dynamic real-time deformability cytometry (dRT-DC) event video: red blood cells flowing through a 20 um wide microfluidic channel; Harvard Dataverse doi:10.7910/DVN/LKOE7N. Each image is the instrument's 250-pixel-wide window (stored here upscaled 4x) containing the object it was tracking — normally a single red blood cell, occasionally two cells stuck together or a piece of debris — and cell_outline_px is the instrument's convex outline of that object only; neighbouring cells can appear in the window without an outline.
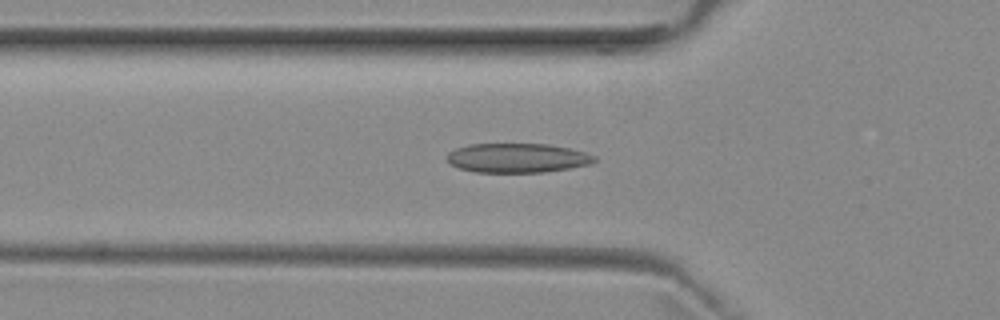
{"species": "common noctule bat (a hibernating species)", "species_latin": "Nyctalus noctula", "temperature_condition": "room temperature", "stored_images_in_passage": 32, "camera_frame_rate_fps": 3000, "um_per_image_px": 0.085, "animal": {"sex": "female", "body_mass_g": 29.2, "forearm_length_mm": 56.3}, "frame": {"image": 1, "passage_image": 16, "time_ms": 5.0, "image_size_px": [1000, 320], "cell_outline_px": [[596, 160], [592, 164], [544, 172], [476, 172], [460, 168], [448, 164], [448, 152], [456, 148], [468, 144], [548, 144], [568, 148], [584, 152], [596, 156]], "centroid_in_image_um": [43.96, 13.42], "position_along_channel_um": 81.8, "area_um2": 25.14}}
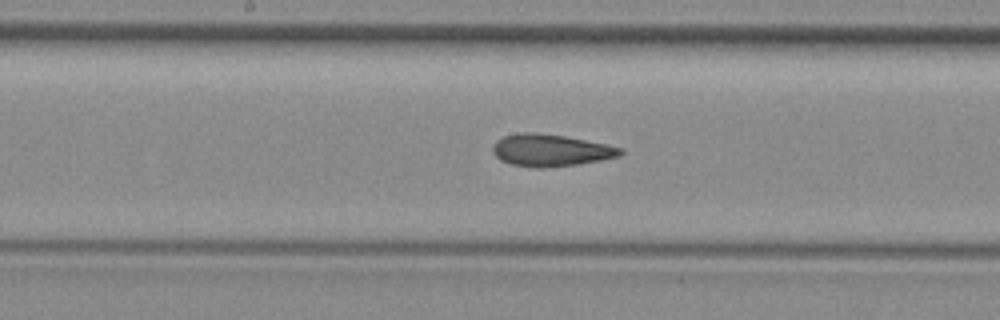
{"frame": {"image": 2, "passage_image": 25, "time_ms": 8.0, "image_size_px": [1000, 320], "cell_outline_px": [[624, 152], [620, 156], [600, 160], [576, 164], [544, 168], [532, 168], [512, 164], [500, 160], [492, 152], [492, 148], [496, 140], [504, 136], [520, 132], [536, 132], [564, 136], [624, 148]], "centroid_in_image_um": [46.78, 12.77], "position_along_channel_um": 201.4, "area_um2": 23.81}}
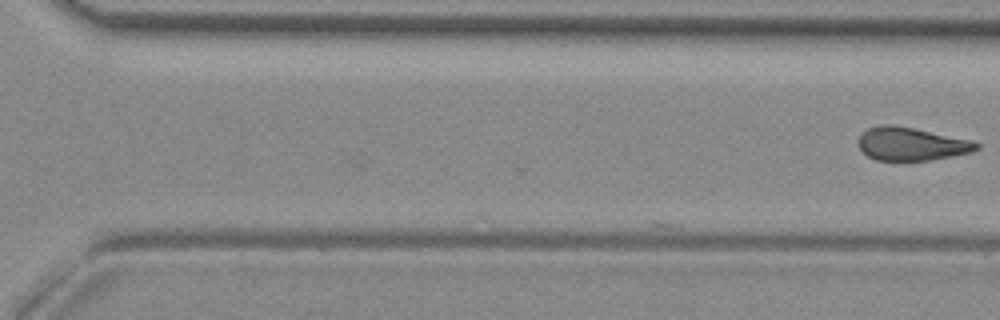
{"frame": {"image": 3, "passage_image": 32, "time_ms": 10.333, "image_size_px": [1000, 320], "cell_outline_px": [[980, 148], [972, 152], [928, 160], [876, 160], [868, 156], [860, 148], [860, 136], [868, 128], [880, 124], [892, 124], [912, 128], [968, 140], [980, 144]], "centroid_in_image_um": [77.45, 12.23], "position_along_channel_um": 293.2, "area_um2": 22.25}}